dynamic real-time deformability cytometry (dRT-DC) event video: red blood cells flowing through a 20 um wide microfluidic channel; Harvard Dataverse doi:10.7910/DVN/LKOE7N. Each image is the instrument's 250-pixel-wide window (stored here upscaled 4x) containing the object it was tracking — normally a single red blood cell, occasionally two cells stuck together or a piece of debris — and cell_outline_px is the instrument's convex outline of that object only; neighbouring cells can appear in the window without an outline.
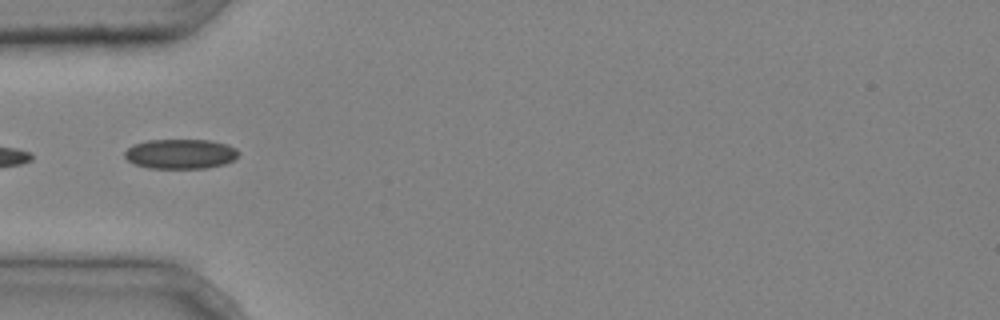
{"species": "common noctule bat (a hibernating species)", "species_latin": "Nyctalus noctula", "temperature_condition": "cold", "stored_images_in_passage": 5, "camera_frame_rate_fps": 3000, "um_per_image_px": 0.085, "animal": {"sex": "male", "body_mass_g": 20.4}, "frame": {"image": 1, "passage_image": 5, "time_ms": 1.333, "image_size_px": [1000, 320], "cell_outline_px": [[240, 152], [232, 160], [224, 164], [208, 168], [148, 168], [136, 164], [128, 160], [124, 156], [124, 152], [132, 144], [148, 140], [208, 140], [228, 144], [236, 148]], "centroid_in_image_um": [15.34, 13.08], "position_along_channel_um": 69.7, "area_um2": 19.77}}